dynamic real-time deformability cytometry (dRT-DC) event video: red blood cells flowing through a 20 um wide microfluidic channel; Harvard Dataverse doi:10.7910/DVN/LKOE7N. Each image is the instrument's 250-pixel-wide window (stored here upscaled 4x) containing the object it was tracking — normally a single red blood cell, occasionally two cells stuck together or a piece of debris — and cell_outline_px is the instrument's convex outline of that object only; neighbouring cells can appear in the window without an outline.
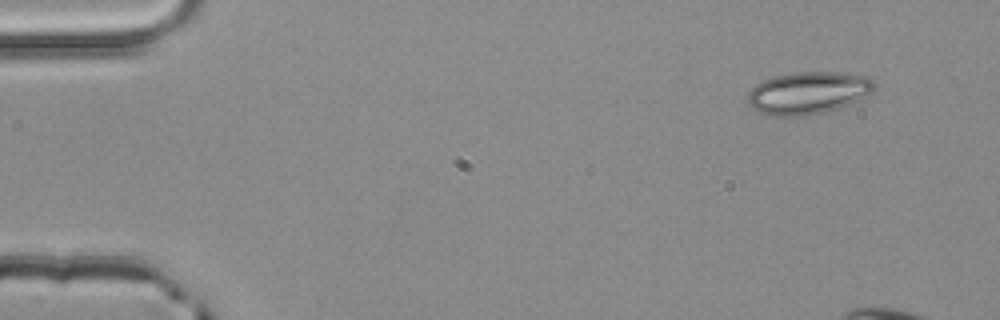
{"species": "common noctule bat (a hibernating species)", "species_latin": "Nyctalus noctula", "temperature_condition": "room temperature", "stored_images_in_passage": 4, "camera_frame_rate_fps": 3000, "um_per_image_px": 0.085, "animal": {"sex": "male", "body_mass_g": 20.4}, "frame": {"image": 1, "passage_image": 1, "time_ms": 0.0, "image_size_px": [1000, 320], "cell_outline_px": [[876, 88], [872, 92], [856, 100], [836, 108], [824, 112], [800, 116], [772, 116], [760, 112], [752, 108], [748, 104], [748, 92], [756, 84], [764, 80], [776, 76], [796, 72], [832, 72], [868, 76], [876, 80]], "centroid_in_image_um": [68.69, 7.89], "position_along_channel_um": 16.3, "area_um2": 31.04}}
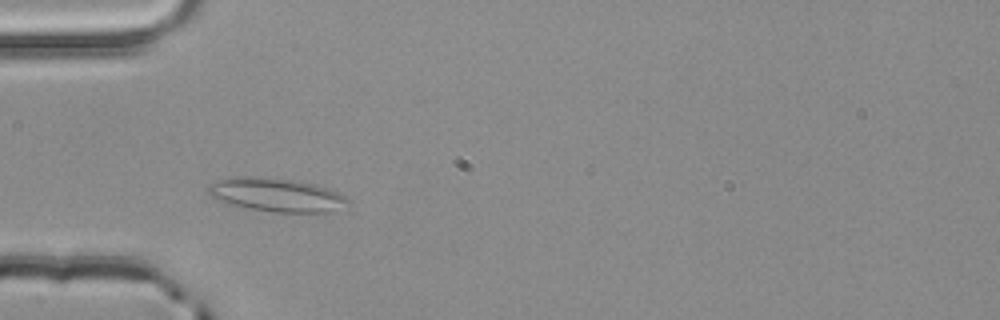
{"frame": {"image": 2, "passage_image": 4, "time_ms": 1.0, "image_size_px": [1000, 320], "cell_outline_px": [[352, 200], [328, 212], [272, 212], [248, 208], [216, 200], [208, 196], [208, 184], [216, 180], [236, 176], [248, 176], [292, 180], [316, 184], [348, 196]], "centroid_in_image_um": [23.44, 16.55], "position_along_channel_um": 61.6, "area_um2": 27.22}}